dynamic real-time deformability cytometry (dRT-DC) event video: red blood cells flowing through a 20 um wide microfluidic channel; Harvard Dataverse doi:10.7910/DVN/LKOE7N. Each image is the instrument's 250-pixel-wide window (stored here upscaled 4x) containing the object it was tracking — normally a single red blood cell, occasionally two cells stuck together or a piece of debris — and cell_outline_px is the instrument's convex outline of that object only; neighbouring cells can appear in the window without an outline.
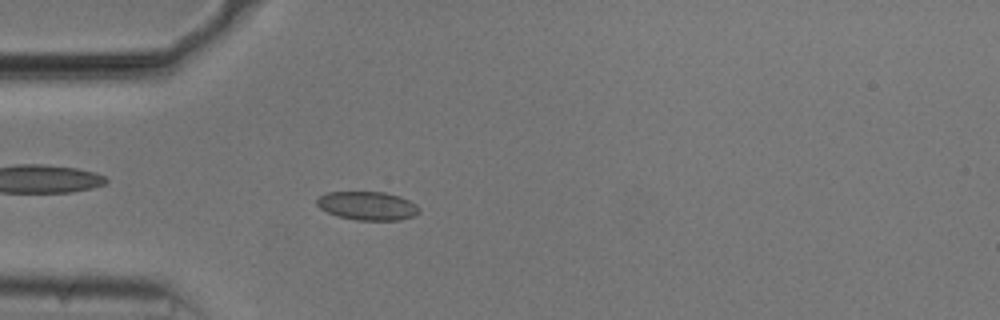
{"species": "common noctule bat (a hibernating species)", "species_latin": "Nyctalus noctula", "temperature_condition": "cold", "stored_images_in_passage": 53, "camera_frame_rate_fps": 3000, "um_per_image_px": 0.085, "animal": {"sex": "male", "body_mass_g": 20.5, "forearm_length_mm": 52.5}, "frame": {"image": 1, "passage_image": 15, "time_ms": 4.667, "image_size_px": [1000, 320], "cell_outline_px": [[420, 212], [412, 216], [400, 220], [356, 220], [340, 216], [328, 212], [320, 208], [316, 204], [316, 200], [320, 196], [328, 192], [384, 192], [400, 196], [416, 204], [420, 208]], "centroid_in_image_um": [31.25, 17.49], "position_along_channel_um": 53.7, "area_um2": 16.94}}
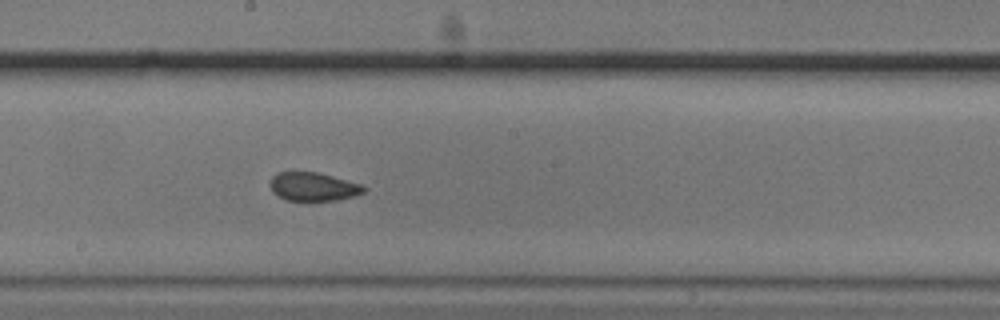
{"frame": {"image": 2, "passage_image": 29, "time_ms": 9.333, "image_size_px": [1000, 320], "cell_outline_px": [[368, 188], [364, 192], [356, 196], [336, 200], [284, 200], [272, 192], [268, 184], [272, 176], [276, 172], [320, 172], [360, 184]], "centroid_in_image_um": [26.6, 15.86], "position_along_channel_um": 221.6, "area_um2": 15.78}}
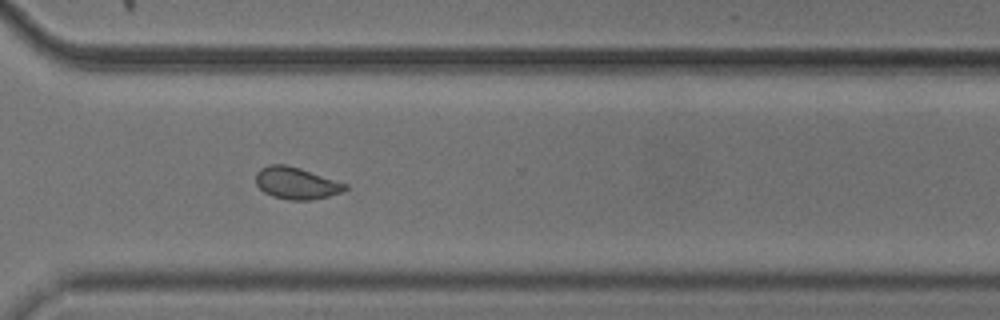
{"frame": {"image": 3, "passage_image": 39, "time_ms": 12.667, "image_size_px": [1000, 320], "cell_outline_px": [[348, 188], [344, 192], [328, 196], [308, 200], [288, 200], [272, 196], [264, 192], [256, 184], [256, 172], [260, 168], [268, 164], [288, 164], [348, 184]], "centroid_in_image_um": [25.18, 15.56], "position_along_channel_um": 345.4, "area_um2": 16.76}, "authors_computed_cell_mechanics": {"area_um2": 16.762, "velocity_mm_per_s": 3.7281, "shape_relaxation_time_tau1_ms": null, "shape_relaxation_time_tau2_ms": 1.4061, "deformation_change_tau1": null, "deformation_change_tau2": 0.0469}}